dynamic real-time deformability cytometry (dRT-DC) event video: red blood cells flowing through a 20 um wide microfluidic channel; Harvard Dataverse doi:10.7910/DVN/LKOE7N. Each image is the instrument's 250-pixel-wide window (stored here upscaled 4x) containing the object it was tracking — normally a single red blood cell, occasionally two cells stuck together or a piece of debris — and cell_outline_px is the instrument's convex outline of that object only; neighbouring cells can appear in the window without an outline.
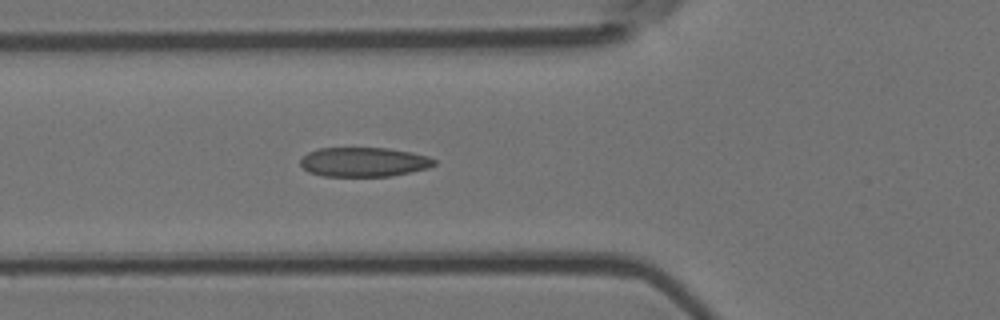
{"species": "Egyptian fruit bat (a non-hibernating species)", "species_latin": "Rousettus aegyptiacus", "temperature_condition": "room temperature", "stored_images_in_passage": 5, "camera_frame_rate_fps": 3000, "um_per_image_px": 0.085, "animal": {"sex": "female"}, "frame": {"image": 1, "passage_image": 5, "time_ms": 1.333, "image_size_px": [1000, 320], "cell_outline_px": [[436, 164], [428, 168], [392, 176], [324, 176], [308, 172], [300, 164], [300, 160], [308, 152], [320, 148], [388, 148], [412, 152], [428, 156], [436, 160]], "centroid_in_image_um": [30.94, 13.77], "position_along_channel_um": 94.9, "area_um2": 22.95}}